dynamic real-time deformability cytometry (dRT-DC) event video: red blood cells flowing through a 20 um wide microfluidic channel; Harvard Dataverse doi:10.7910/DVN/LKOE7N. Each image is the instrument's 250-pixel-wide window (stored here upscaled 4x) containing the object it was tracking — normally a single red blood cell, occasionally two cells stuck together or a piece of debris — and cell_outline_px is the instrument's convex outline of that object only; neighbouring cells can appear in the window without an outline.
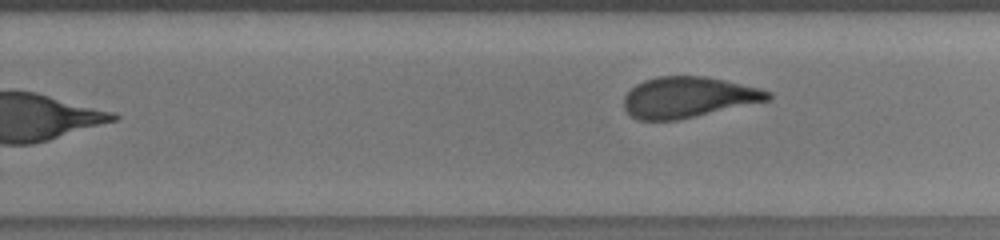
{"species": "human", "species_latin": "Homo sapiens", "temperature_condition": "room temperature", "stored_images_in_passage": 20, "camera_frame_rate_fps": 3000, "um_per_image_px": 0.085, "donor": {"sex": "male"}, "frame": {"image": 1, "passage_image": 20, "time_ms": 9.0, "image_size_px": [1000, 240], "cell_outline_px": [[772, 100], [676, 120], [640, 120], [632, 116], [624, 108], [624, 96], [636, 84], [644, 80], [656, 76], [704, 76], [724, 80], [760, 88], [772, 92]], "centroid_in_image_um": [58.52, 8.26], "position_along_channel_um": 271.3, "area_um2": 34.22}}